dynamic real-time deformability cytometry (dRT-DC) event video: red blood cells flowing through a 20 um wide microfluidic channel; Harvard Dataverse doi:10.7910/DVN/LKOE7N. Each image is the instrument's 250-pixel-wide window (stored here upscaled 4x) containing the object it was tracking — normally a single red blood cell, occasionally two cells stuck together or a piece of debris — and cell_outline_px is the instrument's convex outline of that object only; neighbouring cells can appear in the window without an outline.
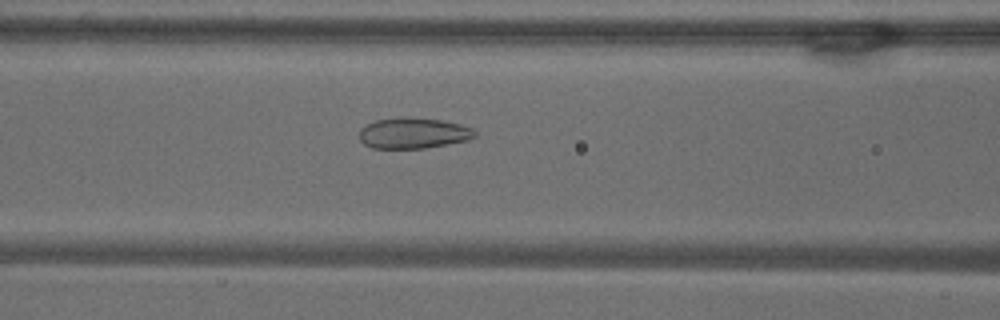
{"species": "common noctule bat (a hibernating species)", "species_latin": "Nyctalus noctula", "temperature_condition": "warm", "stored_images_in_passage": 51, "camera_frame_rate_fps": 3000, "um_per_image_px": 0.085, "animal": {"sex": "male", "body_mass_g": 18.8}, "frame": {"image": 1, "passage_image": 19, "time_ms": 6.0, "image_size_px": [1000, 320], "cell_outline_px": [[476, 136], [468, 140], [448, 144], [424, 148], [372, 148], [364, 144], [360, 140], [360, 128], [364, 124], [376, 120], [408, 116], [440, 120], [460, 124], [472, 128], [476, 132]], "centroid_in_image_um": [35.12, 11.31], "position_along_channel_um": 131.5, "area_um2": 20.87}}
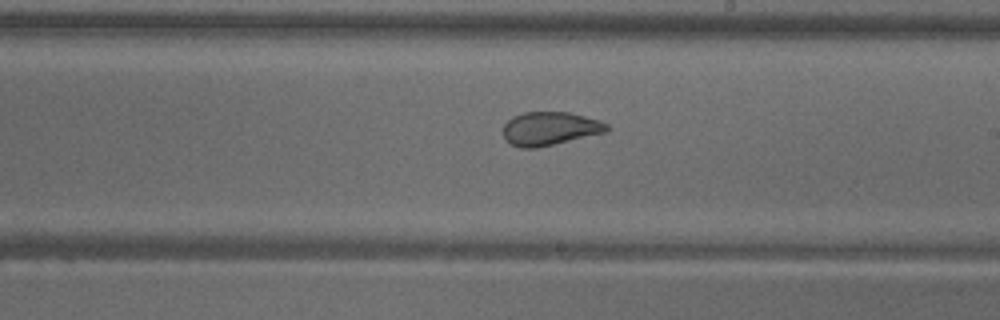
{"frame": {"image": 2, "passage_image": 28, "time_ms": 9.0, "image_size_px": [1000, 320], "cell_outline_px": [[608, 132], [536, 148], [520, 148], [504, 140], [504, 124], [512, 116], [524, 112], [568, 112], [600, 120], [608, 124]], "centroid_in_image_um": [46.74, 10.93], "position_along_channel_um": 242.3, "area_um2": 20.29}}
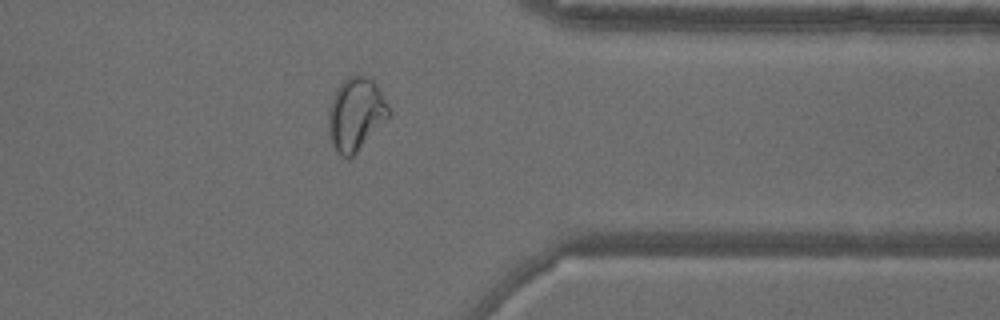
{"frame": {"image": 3, "passage_image": 40, "time_ms": 13.0, "image_size_px": [1000, 320], "cell_outline_px": [[392, 116], [352, 156], [344, 156], [336, 152], [332, 144], [328, 132], [328, 112], [332, 96], [336, 88], [348, 76], [368, 76], [376, 84], [388, 104]], "centroid_in_image_um": [30.25, 9.69], "position_along_channel_um": 381.1, "area_um2": 25.78}, "authors_computed_cell_mechanics": {"area_um2": 25.7788, "velocity_mm_per_s": 3.6921, "shape_relaxation_time_tau1_ms": null, "shape_relaxation_time_tau2_ms": 1.0739, "deformation_change_tau1": null, "deformation_change_tau2": 0.0794}}